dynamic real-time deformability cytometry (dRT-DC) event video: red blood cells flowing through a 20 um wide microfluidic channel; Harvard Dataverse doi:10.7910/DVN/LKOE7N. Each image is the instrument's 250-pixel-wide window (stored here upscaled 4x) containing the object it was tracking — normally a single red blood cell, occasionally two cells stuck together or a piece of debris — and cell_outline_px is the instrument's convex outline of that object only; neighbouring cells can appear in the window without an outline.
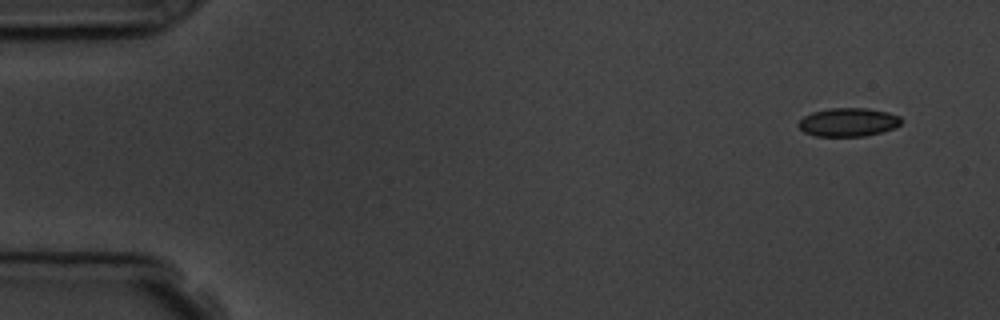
{"species": "common noctule bat (a hibernating species)", "species_latin": "Nyctalus noctula", "temperature_condition": "room temperature", "stored_images_in_passage": 4, "camera_frame_rate_fps": 3000, "um_per_image_px": 0.085, "animal": {"sex": "male", "body_mass_g": 19.5, "forearm_length_mm": 54.6}, "frame": {"image": 1, "passage_image": 1, "time_ms": 0.0, "image_size_px": [1000, 320], "cell_outline_px": [[900, 124], [892, 128], [880, 132], [864, 136], [816, 136], [804, 132], [796, 124], [804, 116], [812, 112], [828, 108], [864, 108], [888, 112], [900, 116]], "centroid_in_image_um": [72.05, 10.38], "position_along_channel_um": 12.9, "area_um2": 16.94}}
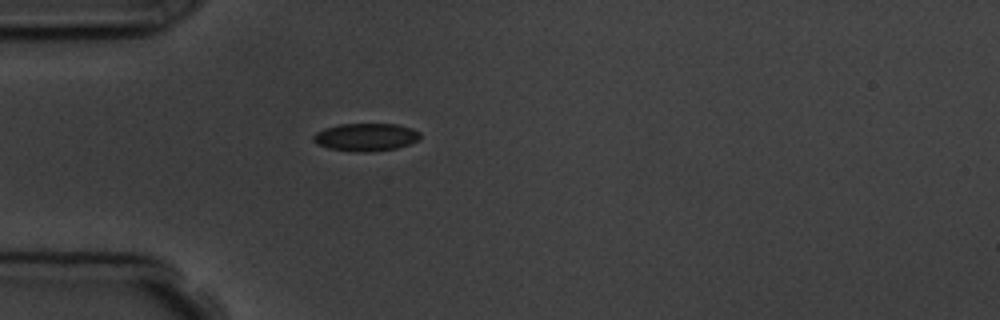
{"frame": {"image": 2, "passage_image": 4, "time_ms": 4.0, "image_size_px": [1000, 320], "cell_outline_px": [[420, 140], [396, 148], [364, 152], [328, 148], [316, 144], [312, 140], [312, 136], [316, 132], [324, 128], [340, 124], [396, 124], [412, 128], [420, 132]], "centroid_in_image_um": [31.08, 11.64], "position_along_channel_um": 53.9, "area_um2": 17.22}}